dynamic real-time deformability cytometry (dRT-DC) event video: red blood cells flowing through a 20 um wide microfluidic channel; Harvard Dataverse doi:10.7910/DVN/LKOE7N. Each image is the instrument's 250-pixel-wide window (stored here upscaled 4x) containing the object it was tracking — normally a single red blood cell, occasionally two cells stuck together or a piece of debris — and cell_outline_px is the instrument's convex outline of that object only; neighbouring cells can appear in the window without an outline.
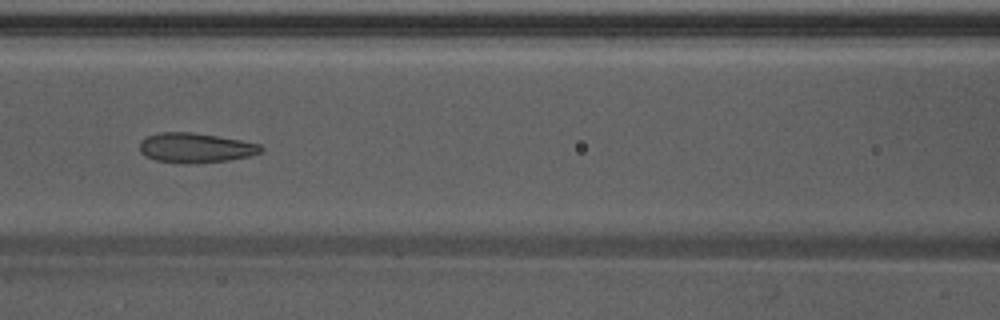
{"species": "Egyptian fruit bat (a non-hibernating species)", "species_latin": "Rousettus aegyptiacus", "temperature_condition": "warm", "stored_images_in_passage": 48, "camera_frame_rate_fps": 3000, "um_per_image_px": 0.085, "animal": {"sex": "male"}, "frame": {"image": 1, "passage_image": 17, "time_ms": 5.333, "image_size_px": [1000, 320], "cell_outline_px": [[264, 148], [260, 152], [248, 156], [228, 160], [188, 164], [184, 164], [156, 160], [144, 156], [140, 152], [140, 140], [148, 136], [160, 132], [192, 132], [240, 140], [260, 144]], "centroid_in_image_um": [16.58, 12.57], "position_along_channel_um": 150.0, "area_um2": 20.98}}
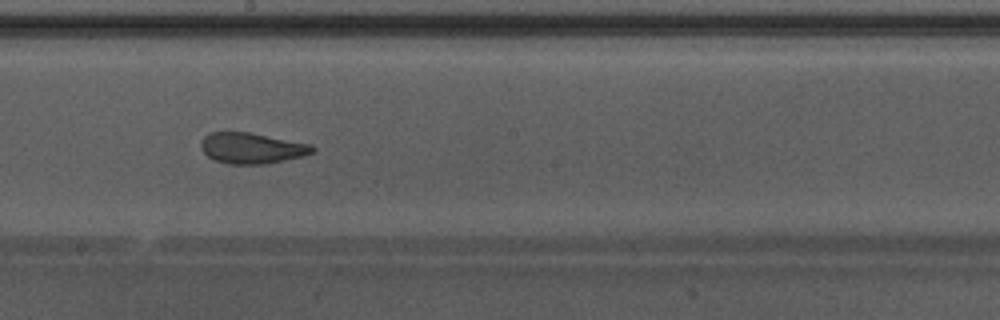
{"frame": {"image": 2, "passage_image": 23, "time_ms": 7.333, "image_size_px": [1000, 320], "cell_outline_px": [[316, 148], [312, 152], [304, 156], [268, 164], [228, 164], [216, 160], [208, 156], [204, 152], [200, 144], [204, 136], [212, 132], [248, 132], [312, 144]], "centroid_in_image_um": [21.43, 12.6], "position_along_channel_um": 226.8, "area_um2": 20.0}}
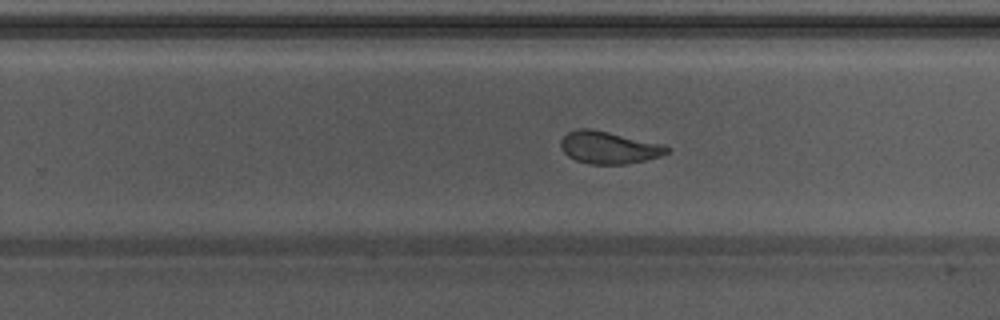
{"frame": {"image": 3, "passage_image": 27, "time_ms": 8.667, "image_size_px": [1000, 320], "cell_outline_px": [[672, 148], [668, 152], [660, 156], [644, 160], [624, 164], [588, 164], [576, 160], [568, 156], [564, 152], [560, 144], [560, 140], [568, 132], [576, 128], [588, 128], [608, 132], [660, 144]], "centroid_in_image_um": [51.7, 12.54], "position_along_channel_um": 278.1, "area_um2": 19.71}, "authors_computed_cell_mechanics": {"area_um2": 21.7328, "velocity_mm_per_s": 3.8556, "shape_relaxation_time_tau1_ms": 6.8921, "shape_relaxation_time_tau2_ms": 1.2632, "deformation_change_tau1": 0.1814, "deformation_change_tau2": 0.072}}